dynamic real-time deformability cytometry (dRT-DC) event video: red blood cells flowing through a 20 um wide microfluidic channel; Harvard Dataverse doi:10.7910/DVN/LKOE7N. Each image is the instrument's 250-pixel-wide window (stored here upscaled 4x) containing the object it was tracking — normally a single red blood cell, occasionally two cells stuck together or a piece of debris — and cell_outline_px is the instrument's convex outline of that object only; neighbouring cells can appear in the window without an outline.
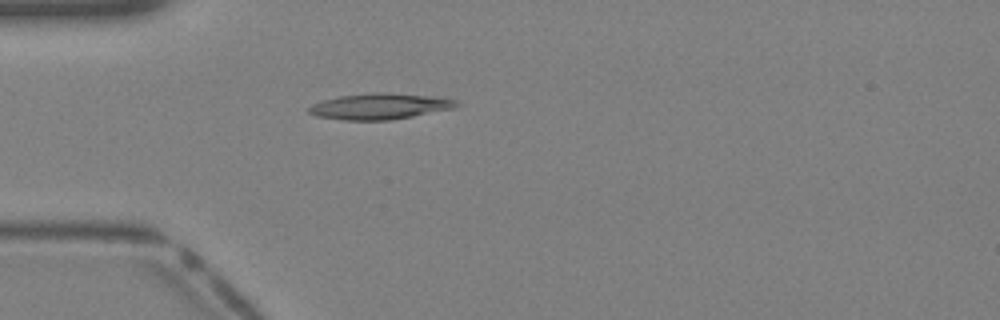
{"species": "Egyptian fruit bat (a non-hibernating species)", "species_latin": "Rousettus aegyptiacus", "temperature_condition": "warm", "stored_images_in_passage": 33, "camera_frame_rate_fps": 3000, "um_per_image_px": 0.085, "animal": {"sex": "female"}, "frame": {"image": 1, "passage_image": 5, "time_ms": 1.333, "image_size_px": [1000, 320], "cell_outline_px": [[460, 104], [456, 108], [392, 120], [344, 120], [316, 116], [308, 112], [308, 108], [312, 104], [324, 100], [340, 96], [372, 92], [376, 92], [440, 96], [456, 100]], "centroid_in_image_um": [32.34, 9.03], "position_along_channel_um": 52.7, "area_um2": 22.48}}
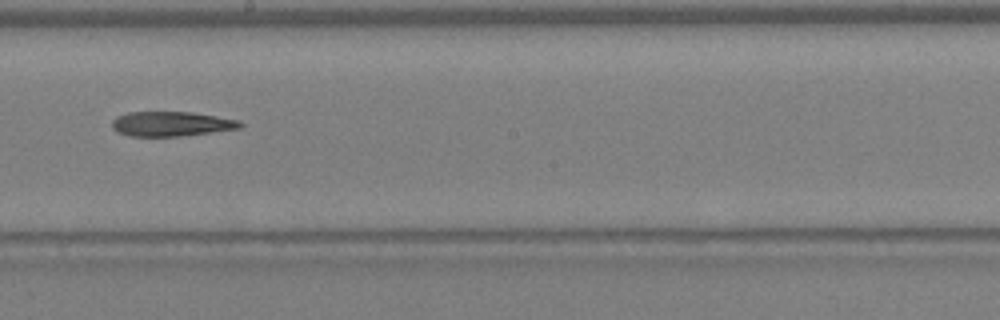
{"frame": {"image": 2, "passage_image": 16, "time_ms": 5.0, "image_size_px": [1000, 320], "cell_outline_px": [[244, 124], [240, 128], [180, 136], [128, 136], [112, 128], [112, 120], [116, 116], [128, 112], [192, 112], [240, 120]], "centroid_in_image_um": [14.55, 10.52], "position_along_channel_um": 233.6, "area_um2": 18.38}}
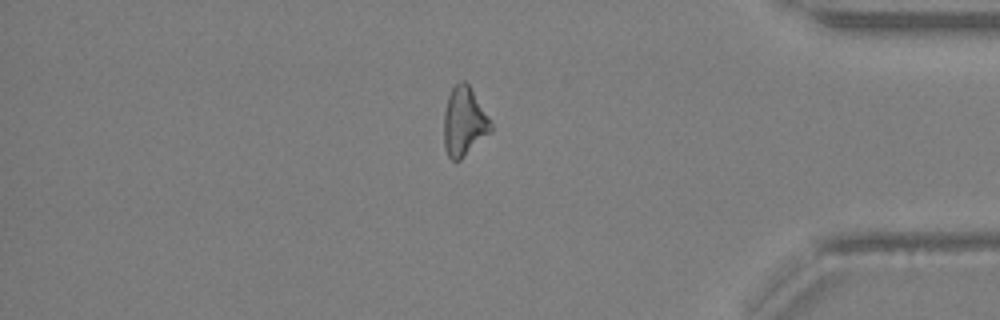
{"frame": {"image": 3, "passage_image": 27, "time_ms": 8.667, "image_size_px": [1000, 320], "cell_outline_px": [[492, 128], [460, 160], [452, 160], [448, 156], [444, 148], [444, 112], [448, 96], [452, 88], [460, 80], [464, 80], [468, 84], [488, 116], [492, 124]], "centroid_in_image_um": [39.41, 10.32], "position_along_channel_um": 395.8, "area_um2": 18.38}}